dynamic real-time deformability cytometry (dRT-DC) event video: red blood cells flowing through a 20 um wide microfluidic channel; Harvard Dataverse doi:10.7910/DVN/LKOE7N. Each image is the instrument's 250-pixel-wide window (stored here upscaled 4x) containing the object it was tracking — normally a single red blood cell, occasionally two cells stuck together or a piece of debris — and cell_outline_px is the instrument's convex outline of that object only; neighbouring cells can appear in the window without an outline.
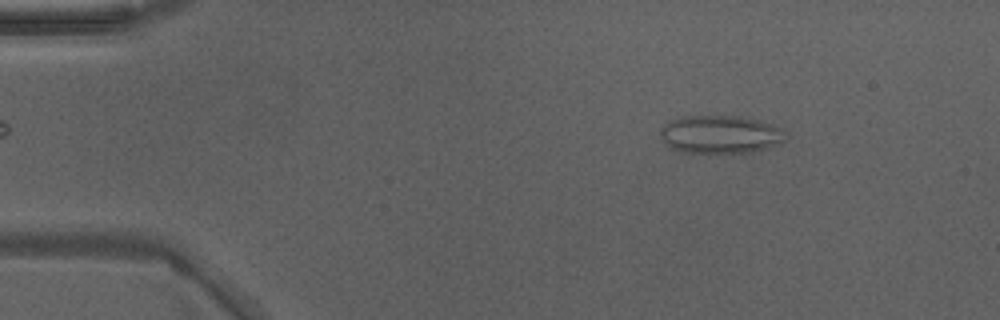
{"species": "Egyptian fruit bat (a non-hibernating species)", "species_latin": "Rousettus aegyptiacus", "temperature_condition": "warm", "stored_images_in_passage": 47, "camera_frame_rate_fps": 3000, "um_per_image_px": 0.085, "animal": {"sex": "male"}, "frame": {"image": 1, "passage_image": 6, "time_ms": 1.667, "image_size_px": [1000, 320], "cell_outline_px": [[788, 136], [784, 140], [768, 148], [752, 152], [680, 152], [664, 144], [660, 136], [660, 128], [664, 124], [680, 116], [736, 116], [756, 120], [772, 124], [780, 128]], "centroid_in_image_um": [61.19, 11.42], "position_along_channel_um": 23.8, "area_um2": 27.69}}
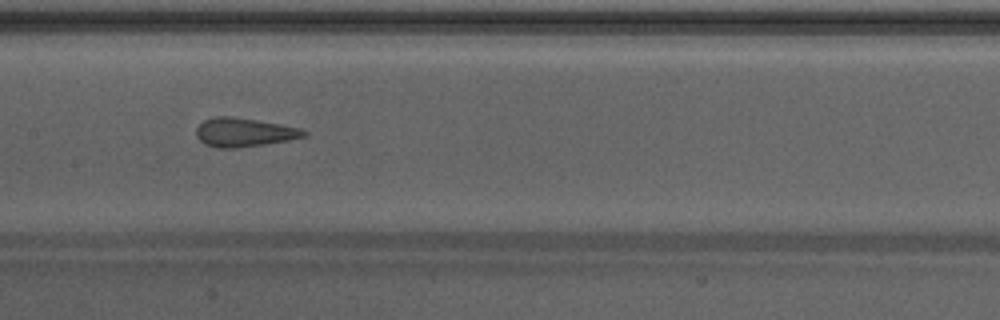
{"frame": {"image": 2, "passage_image": 23, "time_ms": 7.333, "image_size_px": [1000, 320], "cell_outline_px": [[308, 136], [288, 140], [264, 144], [236, 148], [216, 148], [204, 144], [196, 136], [196, 128], [204, 120], [216, 116], [228, 116], [256, 120], [280, 124], [300, 128], [308, 132]], "centroid_in_image_um": [20.74, 11.25], "position_along_channel_um": 186.7, "area_um2": 18.03}}
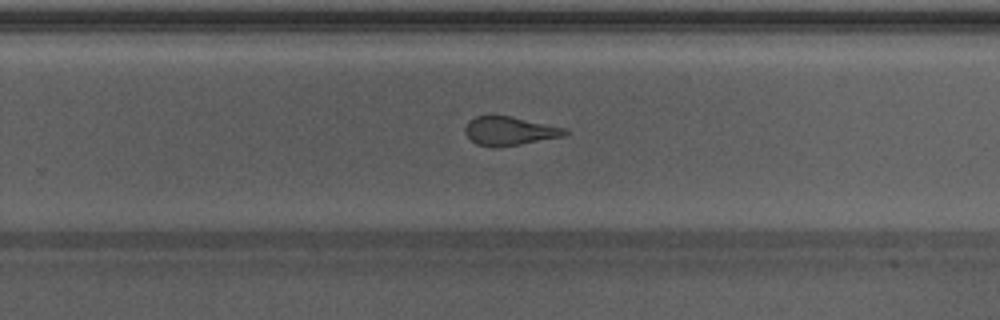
{"frame": {"image": 3, "passage_image": 30, "time_ms": 9.667, "image_size_px": [1000, 320], "cell_outline_px": [[572, 132], [564, 136], [520, 144], [496, 148], [492, 148], [476, 144], [464, 132], [464, 128], [468, 120], [476, 116], [508, 116], [564, 128]], "centroid_in_image_um": [43.28, 11.15], "position_along_channel_um": 286.5, "area_um2": 16.59}, "authors_computed_cell_mechanics": {"area_um2": 18.7272, "velocity_mm_per_s": 4.3055, "shape_relaxation_time_tau1_ms": null, "shape_relaxation_time_tau2_ms": 0.932, "deformation_change_tau1": null, "deformation_change_tau2": 0.0863}}